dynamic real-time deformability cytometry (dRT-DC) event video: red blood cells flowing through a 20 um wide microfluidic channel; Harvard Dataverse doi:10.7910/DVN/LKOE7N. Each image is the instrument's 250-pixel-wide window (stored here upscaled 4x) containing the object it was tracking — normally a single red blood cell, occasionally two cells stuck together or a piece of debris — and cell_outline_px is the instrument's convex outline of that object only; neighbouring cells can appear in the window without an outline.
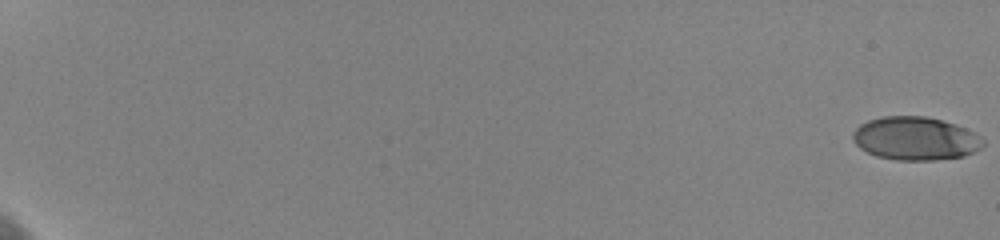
{"species": "human", "species_latin": "Homo sapiens", "temperature_condition": "cold", "stored_images_in_passage": 15, "camera_frame_rate_fps": 3000, "um_per_image_px": 0.085, "donor": {"sex": "female"}, "frame": {"image": 1, "passage_image": 1, "time_ms": 0.0, "image_size_px": [1000, 240], "cell_outline_px": [[984, 144], [980, 148], [964, 156], [936, 160], [896, 160], [876, 156], [860, 148], [852, 140], [852, 132], [860, 124], [868, 120], [884, 116], [924, 116], [956, 124], [980, 136], [984, 140]], "centroid_in_image_um": [77.78, 11.77], "position_along_channel_um": 7.2, "area_um2": 32.83}}